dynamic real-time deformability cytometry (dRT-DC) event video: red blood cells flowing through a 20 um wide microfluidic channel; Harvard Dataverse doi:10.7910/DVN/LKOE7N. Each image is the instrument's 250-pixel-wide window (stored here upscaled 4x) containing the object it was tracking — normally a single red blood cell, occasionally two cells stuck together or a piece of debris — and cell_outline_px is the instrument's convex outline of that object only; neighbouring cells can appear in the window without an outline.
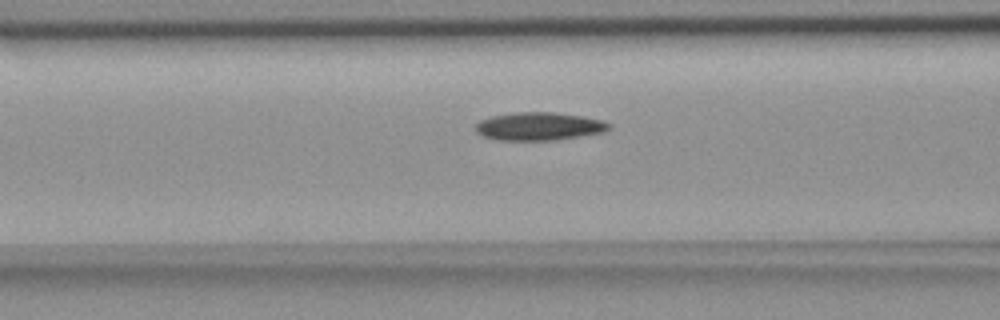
{"species": "common noctule bat (a hibernating species)", "species_latin": "Nyctalus noctula", "temperature_condition": "room temperature", "stored_images_in_passage": 6, "camera_frame_rate_fps": 3000, "um_per_image_px": 0.085, "animal": {"sex": "female", "body_mass_g": 18.4}, "frame": {"image": 1, "passage_image": 6, "time_ms": 6.667, "image_size_px": [1000, 320], "cell_outline_px": [[612, 128], [604, 132], [556, 140], [496, 140], [484, 136], [476, 132], [476, 124], [480, 120], [492, 116], [516, 112], [556, 112], [584, 116], [600, 120], [612, 124]], "centroid_in_image_um": [45.85, 10.73], "position_along_channel_um": 120.8, "area_um2": 21.91}}